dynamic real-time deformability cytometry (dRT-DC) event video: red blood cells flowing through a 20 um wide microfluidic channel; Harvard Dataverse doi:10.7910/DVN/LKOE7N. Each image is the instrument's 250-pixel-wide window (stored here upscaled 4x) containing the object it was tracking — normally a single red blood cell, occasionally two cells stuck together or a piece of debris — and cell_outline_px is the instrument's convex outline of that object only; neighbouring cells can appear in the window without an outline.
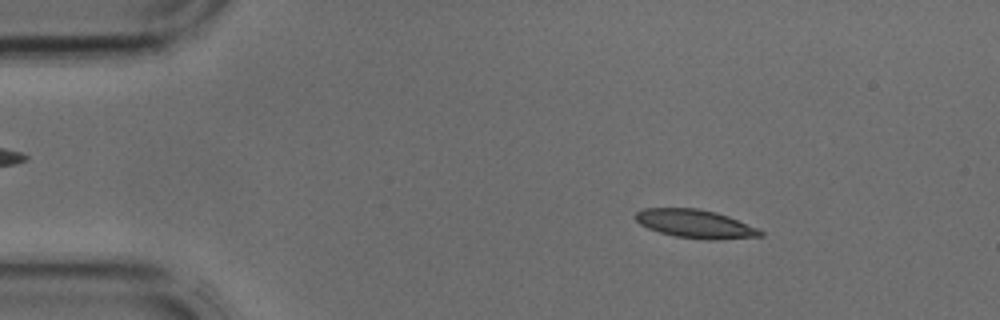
{"species": "common noctule bat (a hibernating species)", "species_latin": "Nyctalus noctula", "temperature_condition": "cold", "stored_images_in_passage": 42, "camera_frame_rate_fps": 3000, "um_per_image_px": 0.085, "animal": {"sex": "male", "body_mass_g": 17.9, "forearm_length_mm": 54.2}, "frame": {"image": 1, "passage_image": 6, "time_ms": 1.667, "image_size_px": [1000, 320], "cell_outline_px": [[764, 236], [712, 240], [708, 240], [676, 236], [660, 232], [648, 228], [640, 224], [636, 220], [636, 212], [644, 208], [696, 208], [716, 212], [728, 216], [756, 228], [764, 232]], "centroid_in_image_um": [59.1, 19.02], "position_along_channel_um": 25.9, "area_um2": 20.46}}
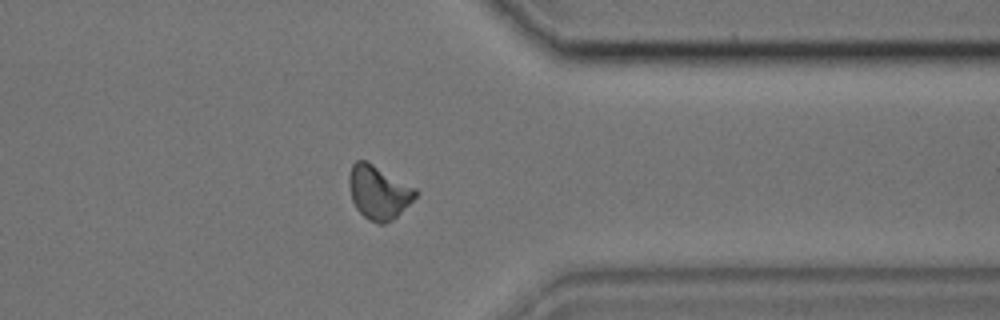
{"frame": {"image": 2, "passage_image": 33, "time_ms": 10.667, "image_size_px": [1000, 320], "cell_outline_px": [[420, 192], [392, 220], [384, 224], [380, 224], [368, 220], [356, 208], [352, 200], [348, 180], [348, 176], [352, 164], [356, 160], [364, 160], [372, 164], [416, 188]], "centroid_in_image_um": [32.16, 16.35], "position_along_channel_um": 379.2, "area_um2": 20.52}}
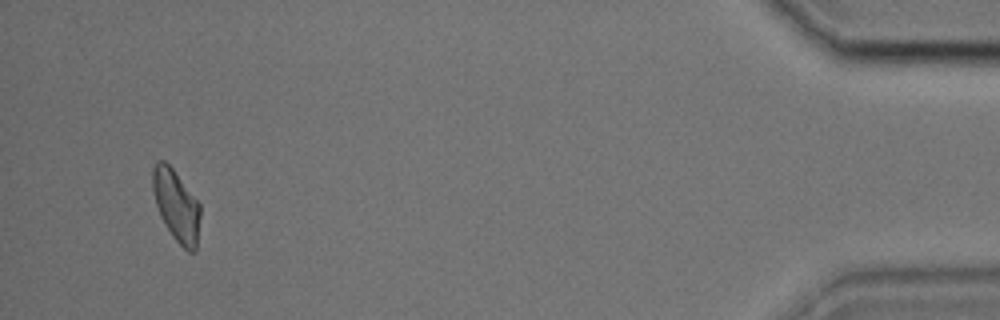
{"frame": {"image": 3, "passage_image": 40, "time_ms": 13.0, "image_size_px": [1000, 320], "cell_outline_px": [[200, 216], [196, 252], [188, 252], [172, 236], [160, 216], [156, 204], [152, 188], [152, 168], [156, 160], [164, 160], [172, 168], [200, 204]], "centroid_in_image_um": [14.98, 17.47], "position_along_channel_um": 420.2, "area_um2": 19.77}}